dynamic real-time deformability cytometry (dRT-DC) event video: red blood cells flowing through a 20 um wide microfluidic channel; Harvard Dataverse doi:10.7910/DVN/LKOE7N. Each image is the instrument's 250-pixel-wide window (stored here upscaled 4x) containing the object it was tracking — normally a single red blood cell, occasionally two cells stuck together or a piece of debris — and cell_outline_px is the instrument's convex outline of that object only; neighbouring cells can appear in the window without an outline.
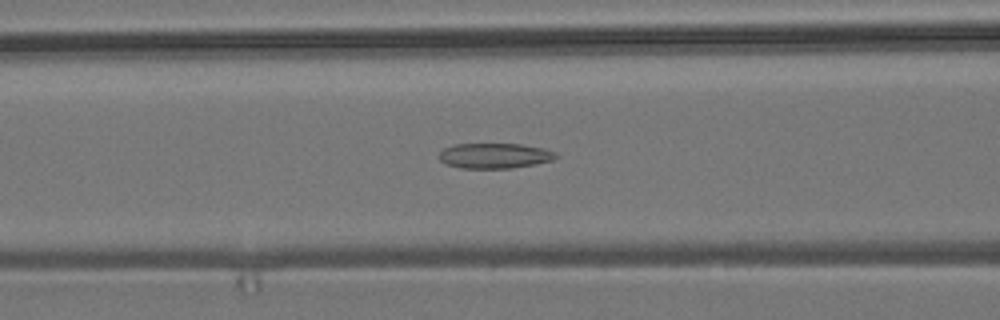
{"species": "common noctule bat (a hibernating species)", "species_latin": "Nyctalus noctula", "temperature_condition": "room temperature", "stored_images_in_passage": 47, "camera_frame_rate_fps": 3000, "um_per_image_px": 0.085, "animal": {"sex": "male", "body_mass_g": 19.2, "forearm_length_mm": 51.8}, "frame": {"image": 1, "passage_image": 14, "time_ms": 4.333, "image_size_px": [1000, 320], "cell_outline_px": [[560, 156], [552, 160], [536, 164], [512, 168], [460, 168], [444, 164], [440, 160], [440, 152], [444, 148], [452, 144], [520, 144], [544, 148], [556, 152]], "centroid_in_image_um": [42.05, 13.24], "position_along_channel_um": 124.5, "area_um2": 17.34}}
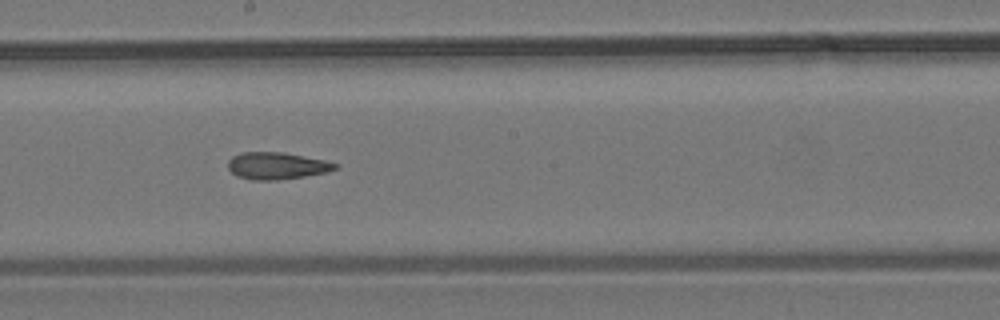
{"frame": {"image": 2, "passage_image": 22, "time_ms": 7.0, "image_size_px": [1000, 320], "cell_outline_px": [[340, 164], [336, 168], [328, 172], [304, 176], [276, 180], [252, 180], [236, 176], [228, 168], [228, 160], [232, 156], [240, 152], [284, 152], [324, 160]], "centroid_in_image_um": [23.51, 14.08], "position_along_channel_um": 224.7, "area_um2": 16.94}}
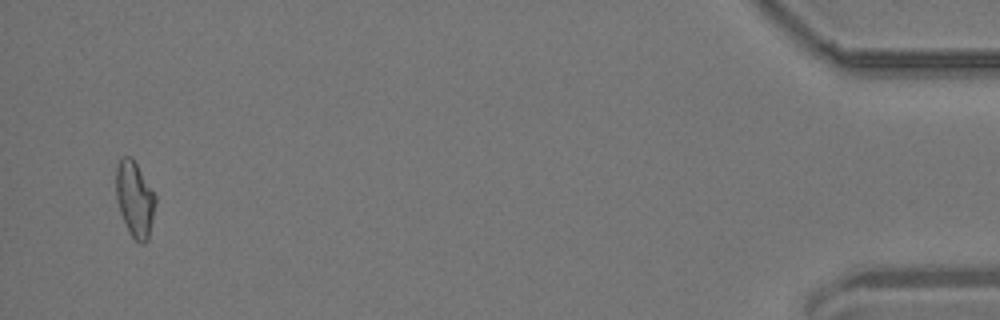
{"frame": {"image": 3, "passage_image": 45, "time_ms": 14.667, "image_size_px": [1000, 320], "cell_outline_px": [[156, 204], [148, 240], [144, 244], [140, 244], [132, 236], [120, 212], [116, 200], [116, 168], [120, 156], [132, 156], [156, 196]], "centroid_in_image_um": [11.46, 16.89], "position_along_channel_um": 423.7, "area_um2": 17.4}, "authors_computed_cell_mechanics": {"area_um2": 17.2244, "velocity_mm_per_s": 3.7577, "shape_relaxation_time_tau1_ms": null, "shape_relaxation_time_tau2_ms": 7.1014, "deformation_change_tau1": null, "deformation_change_tau2": 0.1874}}